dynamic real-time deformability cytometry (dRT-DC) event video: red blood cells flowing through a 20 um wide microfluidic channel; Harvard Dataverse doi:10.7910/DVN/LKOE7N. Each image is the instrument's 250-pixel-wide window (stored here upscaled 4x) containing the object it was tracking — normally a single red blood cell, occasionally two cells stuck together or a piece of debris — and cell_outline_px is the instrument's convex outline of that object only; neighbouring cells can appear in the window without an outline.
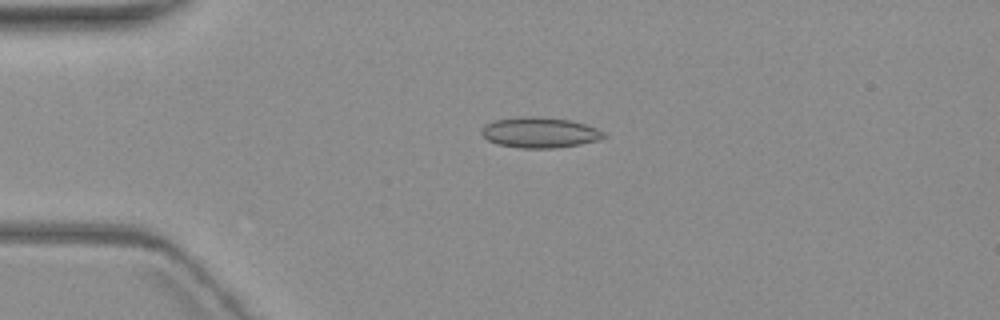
{"species": "common noctule bat (a hibernating species)", "species_latin": "Nyctalus noctula", "temperature_condition": "warm", "stored_images_in_passage": 4, "camera_frame_rate_fps": 3000, "um_per_image_px": 0.085, "animal": {"sex": "female", "body_mass_g": 19.3, "forearm_length_mm": 54.1}, "frame": {"image": 1, "passage_image": 3, "time_ms": 3.0, "image_size_px": [1000, 320], "cell_outline_px": [[608, 136], [596, 140], [580, 144], [556, 148], [520, 148], [496, 144], [488, 140], [480, 132], [480, 128], [484, 124], [496, 120], [520, 116], [532, 116], [572, 120], [596, 128], [604, 132]], "centroid_in_image_um": [45.84, 11.26], "position_along_channel_um": 39.2, "area_um2": 21.85}}